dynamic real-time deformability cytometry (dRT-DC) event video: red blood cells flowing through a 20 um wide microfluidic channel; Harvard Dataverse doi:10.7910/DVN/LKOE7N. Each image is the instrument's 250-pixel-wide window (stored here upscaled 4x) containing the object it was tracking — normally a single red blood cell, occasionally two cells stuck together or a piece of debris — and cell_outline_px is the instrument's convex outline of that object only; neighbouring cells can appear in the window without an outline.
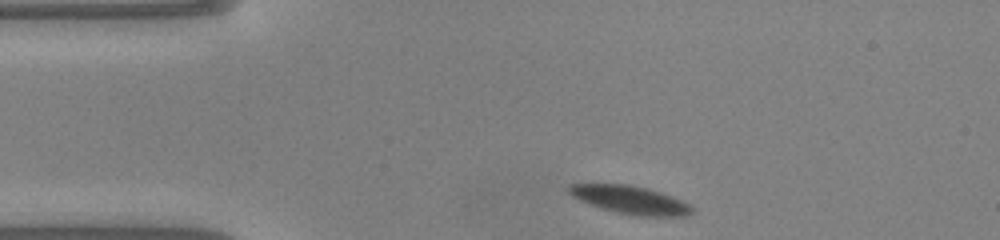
{"species": "common noctule bat (a hibernating species)", "species_latin": "Nyctalus noctula", "temperature_condition": "warm", "stored_images_in_passage": 43, "camera_frame_rate_fps": 3000, "um_per_image_px": 0.085, "animal": {"sex": "male", "body_mass_g": 20.0, "forearm_length_mm": 53.3}, "frame": {"image": 1, "passage_image": 1, "time_ms": 0.0, "image_size_px": [1000, 240], "cell_outline_px": [[692, 212], [684, 216], [640, 216], [620, 212], [604, 208], [592, 204], [568, 192], [568, 188], [572, 184], [632, 184], [648, 188], [660, 192], [680, 200], [688, 204], [692, 208]], "centroid_in_image_um": [53.63, 16.97], "position_along_channel_um": 31.4, "area_um2": 19.36}}
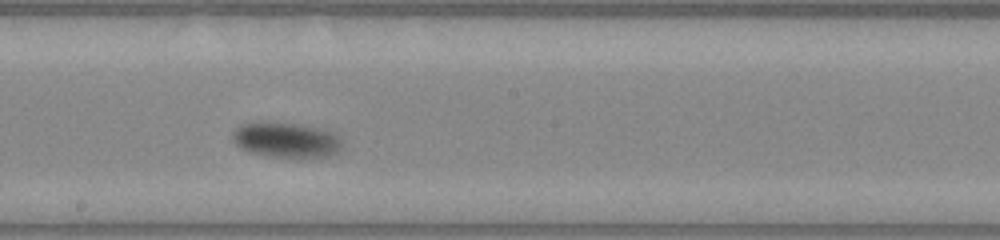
{"frame": {"image": 2, "passage_image": 19, "time_ms": 6.0, "image_size_px": [1000, 240], "cell_outline_px": [[344, 140], [340, 152], [328, 156], [300, 160], [268, 156], [252, 152], [240, 148], [232, 140], [232, 136], [236, 128], [244, 124], [300, 124], [320, 128], [336, 132]], "centroid_in_image_um": [24.47, 11.96], "position_along_channel_um": 223.7, "area_um2": 22.83}}
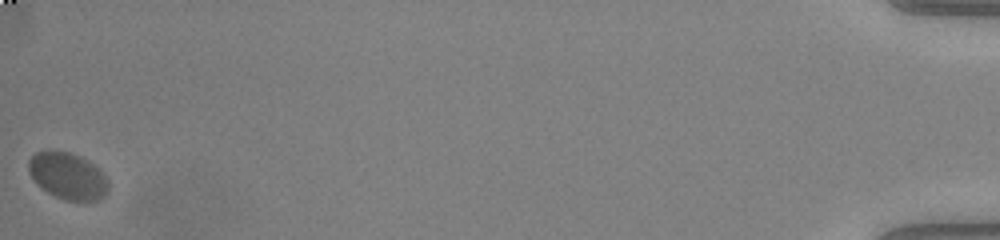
{"frame": {"image": 3, "passage_image": 43, "time_ms": 14.0, "image_size_px": [1000, 240], "cell_outline_px": [[108, 192], [100, 200], [84, 204], [64, 200], [40, 188], [36, 184], [28, 172], [28, 160], [36, 152], [48, 148], [68, 152], [80, 156], [88, 160], [100, 168], [108, 180]], "centroid_in_image_um": [5.77, 14.97], "position_along_channel_um": 429.4, "area_um2": 22.72}, "authors_computed_cell_mechanics": {"area_um2": 21.3282, "velocity_mm_per_s": 3.8838, "shape_relaxation_time_tau1_ms": 3.3509, "shape_relaxation_time_tau2_ms": null, "deformation_change_tau1": 0.1617, "deformation_change_tau2": null}}